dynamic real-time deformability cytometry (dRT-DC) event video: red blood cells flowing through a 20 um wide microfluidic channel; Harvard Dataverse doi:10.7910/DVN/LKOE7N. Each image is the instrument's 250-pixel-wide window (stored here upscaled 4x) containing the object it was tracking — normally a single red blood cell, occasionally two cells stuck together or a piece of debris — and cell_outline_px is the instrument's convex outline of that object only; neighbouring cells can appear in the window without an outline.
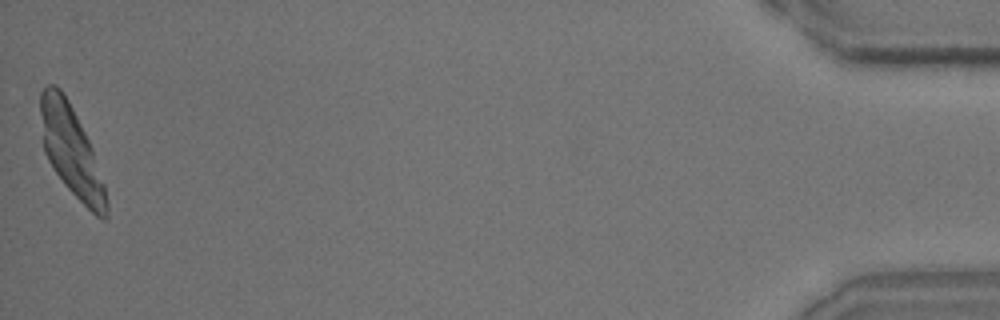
{"species": "common noctule bat (a hibernating species)", "species_latin": "Nyctalus noctula", "temperature_condition": "room temperature", "stored_images_in_passage": 45, "camera_frame_rate_fps": 3000, "um_per_image_px": 0.085, "animal": {"sex": "male", "body_mass_g": 15.6}, "frame": {"image": 1, "passage_image": 45, "time_ms": 14.667, "image_size_px": [1000, 320], "cell_outline_px": [[108, 216], [104, 220], [100, 220], [64, 184], [48, 160], [44, 152], [40, 112], [40, 92], [48, 84], [56, 84], [60, 88], [68, 100], [92, 148], [104, 184], [108, 200]], "centroid_in_image_um": [6.06, 12.84], "position_along_channel_um": 429.1, "area_um2": 34.1}}